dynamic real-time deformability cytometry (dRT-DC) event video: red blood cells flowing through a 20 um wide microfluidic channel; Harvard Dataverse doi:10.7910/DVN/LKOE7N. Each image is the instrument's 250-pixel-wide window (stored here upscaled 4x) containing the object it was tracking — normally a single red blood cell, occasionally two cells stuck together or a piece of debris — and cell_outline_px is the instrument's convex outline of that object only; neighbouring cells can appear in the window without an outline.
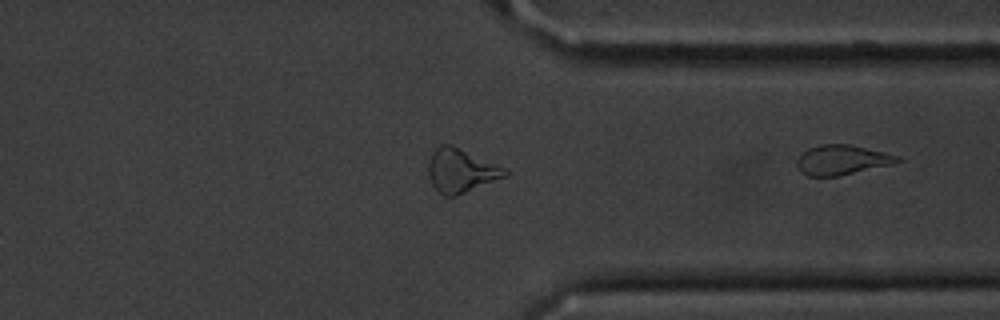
{"species": "common noctule bat (a hibernating species)", "species_latin": "Nyctalus noctula", "temperature_condition": "cold", "stored_images_in_passage": 35, "segment_of_instrument_passage": [2, 2], "camera_frame_rate_fps": 3000, "um_per_image_px": 0.085, "animal": {"sex": "male", "body_mass_g": 20.1, "forearm_length_mm": 53.5}, "frame": {"image": 1, "passage_image": 35, "time_ms": 11.333, "image_size_px": [1000, 320], "cell_outline_px": [[900, 160], [892, 164], [840, 176], [808, 176], [800, 172], [796, 164], [796, 160], [800, 152], [808, 148], [820, 144], [848, 144], [884, 152], [900, 156]], "centroid_in_image_um": [71.5, 13.59], "position_along_channel_um": 339.9, "area_um2": 17.57}}